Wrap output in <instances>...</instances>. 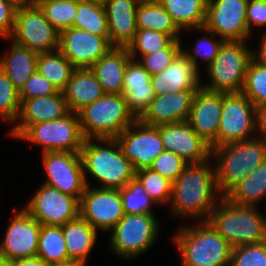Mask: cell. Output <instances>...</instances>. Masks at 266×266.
<instances>
[{
    "label": "cell",
    "mask_w": 266,
    "mask_h": 266,
    "mask_svg": "<svg viewBox=\"0 0 266 266\" xmlns=\"http://www.w3.org/2000/svg\"><path fill=\"white\" fill-rule=\"evenodd\" d=\"M212 157L201 163L187 164L173 181L169 204L171 215L207 221L221 195L217 189ZM212 164V165H211Z\"/></svg>",
    "instance_id": "cell-1"
},
{
    "label": "cell",
    "mask_w": 266,
    "mask_h": 266,
    "mask_svg": "<svg viewBox=\"0 0 266 266\" xmlns=\"http://www.w3.org/2000/svg\"><path fill=\"white\" fill-rule=\"evenodd\" d=\"M87 186L89 177L101 183L98 188L121 189L135 178L132 163L123 155L115 138L85 139L80 151Z\"/></svg>",
    "instance_id": "cell-2"
},
{
    "label": "cell",
    "mask_w": 266,
    "mask_h": 266,
    "mask_svg": "<svg viewBox=\"0 0 266 266\" xmlns=\"http://www.w3.org/2000/svg\"><path fill=\"white\" fill-rule=\"evenodd\" d=\"M172 236L180 266H230L232 247L208 221L188 223Z\"/></svg>",
    "instance_id": "cell-3"
},
{
    "label": "cell",
    "mask_w": 266,
    "mask_h": 266,
    "mask_svg": "<svg viewBox=\"0 0 266 266\" xmlns=\"http://www.w3.org/2000/svg\"><path fill=\"white\" fill-rule=\"evenodd\" d=\"M207 221L232 248L266 241V217L257 206L239 205L221 197Z\"/></svg>",
    "instance_id": "cell-4"
},
{
    "label": "cell",
    "mask_w": 266,
    "mask_h": 266,
    "mask_svg": "<svg viewBox=\"0 0 266 266\" xmlns=\"http://www.w3.org/2000/svg\"><path fill=\"white\" fill-rule=\"evenodd\" d=\"M219 194L225 197L266 160V142L255 137L211 148Z\"/></svg>",
    "instance_id": "cell-5"
},
{
    "label": "cell",
    "mask_w": 266,
    "mask_h": 266,
    "mask_svg": "<svg viewBox=\"0 0 266 266\" xmlns=\"http://www.w3.org/2000/svg\"><path fill=\"white\" fill-rule=\"evenodd\" d=\"M77 115L85 139L116 138L137 120L123 94H104Z\"/></svg>",
    "instance_id": "cell-6"
},
{
    "label": "cell",
    "mask_w": 266,
    "mask_h": 266,
    "mask_svg": "<svg viewBox=\"0 0 266 266\" xmlns=\"http://www.w3.org/2000/svg\"><path fill=\"white\" fill-rule=\"evenodd\" d=\"M251 59L252 49L246 41H224L216 58L203 67L209 82H201V87L212 92H241Z\"/></svg>",
    "instance_id": "cell-7"
},
{
    "label": "cell",
    "mask_w": 266,
    "mask_h": 266,
    "mask_svg": "<svg viewBox=\"0 0 266 266\" xmlns=\"http://www.w3.org/2000/svg\"><path fill=\"white\" fill-rule=\"evenodd\" d=\"M154 214H125L110 231V248L119 258L133 259L148 252L158 240Z\"/></svg>",
    "instance_id": "cell-8"
},
{
    "label": "cell",
    "mask_w": 266,
    "mask_h": 266,
    "mask_svg": "<svg viewBox=\"0 0 266 266\" xmlns=\"http://www.w3.org/2000/svg\"><path fill=\"white\" fill-rule=\"evenodd\" d=\"M17 139L39 145L44 152L80 153L85 138L77 113L69 112L63 118L35 123Z\"/></svg>",
    "instance_id": "cell-9"
},
{
    "label": "cell",
    "mask_w": 266,
    "mask_h": 266,
    "mask_svg": "<svg viewBox=\"0 0 266 266\" xmlns=\"http://www.w3.org/2000/svg\"><path fill=\"white\" fill-rule=\"evenodd\" d=\"M59 38L37 4L18 5L10 40L39 54L58 50Z\"/></svg>",
    "instance_id": "cell-10"
},
{
    "label": "cell",
    "mask_w": 266,
    "mask_h": 266,
    "mask_svg": "<svg viewBox=\"0 0 266 266\" xmlns=\"http://www.w3.org/2000/svg\"><path fill=\"white\" fill-rule=\"evenodd\" d=\"M256 107L242 93H223L217 146L255 138Z\"/></svg>",
    "instance_id": "cell-11"
},
{
    "label": "cell",
    "mask_w": 266,
    "mask_h": 266,
    "mask_svg": "<svg viewBox=\"0 0 266 266\" xmlns=\"http://www.w3.org/2000/svg\"><path fill=\"white\" fill-rule=\"evenodd\" d=\"M41 156L47 178L42 183L80 201L87 187L80 153L55 151Z\"/></svg>",
    "instance_id": "cell-12"
},
{
    "label": "cell",
    "mask_w": 266,
    "mask_h": 266,
    "mask_svg": "<svg viewBox=\"0 0 266 266\" xmlns=\"http://www.w3.org/2000/svg\"><path fill=\"white\" fill-rule=\"evenodd\" d=\"M80 201L41 184L23 208L41 225L63 226L79 217Z\"/></svg>",
    "instance_id": "cell-13"
},
{
    "label": "cell",
    "mask_w": 266,
    "mask_h": 266,
    "mask_svg": "<svg viewBox=\"0 0 266 266\" xmlns=\"http://www.w3.org/2000/svg\"><path fill=\"white\" fill-rule=\"evenodd\" d=\"M248 0H207L204 28L224 41H247L252 37L246 22Z\"/></svg>",
    "instance_id": "cell-14"
},
{
    "label": "cell",
    "mask_w": 266,
    "mask_h": 266,
    "mask_svg": "<svg viewBox=\"0 0 266 266\" xmlns=\"http://www.w3.org/2000/svg\"><path fill=\"white\" fill-rule=\"evenodd\" d=\"M123 155L135 171L149 168L165 149L158 126H150L137 119L116 138Z\"/></svg>",
    "instance_id": "cell-15"
},
{
    "label": "cell",
    "mask_w": 266,
    "mask_h": 266,
    "mask_svg": "<svg viewBox=\"0 0 266 266\" xmlns=\"http://www.w3.org/2000/svg\"><path fill=\"white\" fill-rule=\"evenodd\" d=\"M124 215L119 190L86 187L80 199L79 216L96 231L110 232Z\"/></svg>",
    "instance_id": "cell-16"
},
{
    "label": "cell",
    "mask_w": 266,
    "mask_h": 266,
    "mask_svg": "<svg viewBox=\"0 0 266 266\" xmlns=\"http://www.w3.org/2000/svg\"><path fill=\"white\" fill-rule=\"evenodd\" d=\"M41 224L20 208L0 242V256L8 260L36 257Z\"/></svg>",
    "instance_id": "cell-17"
},
{
    "label": "cell",
    "mask_w": 266,
    "mask_h": 266,
    "mask_svg": "<svg viewBox=\"0 0 266 266\" xmlns=\"http://www.w3.org/2000/svg\"><path fill=\"white\" fill-rule=\"evenodd\" d=\"M113 46L109 37L91 34L75 27L60 32L59 50L76 68H91Z\"/></svg>",
    "instance_id": "cell-18"
},
{
    "label": "cell",
    "mask_w": 266,
    "mask_h": 266,
    "mask_svg": "<svg viewBox=\"0 0 266 266\" xmlns=\"http://www.w3.org/2000/svg\"><path fill=\"white\" fill-rule=\"evenodd\" d=\"M162 144L166 151L177 154L188 164L201 163L211 158V147L187 121L159 125Z\"/></svg>",
    "instance_id": "cell-19"
},
{
    "label": "cell",
    "mask_w": 266,
    "mask_h": 266,
    "mask_svg": "<svg viewBox=\"0 0 266 266\" xmlns=\"http://www.w3.org/2000/svg\"><path fill=\"white\" fill-rule=\"evenodd\" d=\"M223 93L200 87L193 99L187 122L211 148L217 147Z\"/></svg>",
    "instance_id": "cell-20"
},
{
    "label": "cell",
    "mask_w": 266,
    "mask_h": 266,
    "mask_svg": "<svg viewBox=\"0 0 266 266\" xmlns=\"http://www.w3.org/2000/svg\"><path fill=\"white\" fill-rule=\"evenodd\" d=\"M69 109L62 91L49 96L21 100L20 112L8 135L18 138L29 126L63 118ZM18 122V123H17Z\"/></svg>",
    "instance_id": "cell-21"
},
{
    "label": "cell",
    "mask_w": 266,
    "mask_h": 266,
    "mask_svg": "<svg viewBox=\"0 0 266 266\" xmlns=\"http://www.w3.org/2000/svg\"><path fill=\"white\" fill-rule=\"evenodd\" d=\"M196 92L179 91L155 96L138 119L150 126L187 121Z\"/></svg>",
    "instance_id": "cell-22"
},
{
    "label": "cell",
    "mask_w": 266,
    "mask_h": 266,
    "mask_svg": "<svg viewBox=\"0 0 266 266\" xmlns=\"http://www.w3.org/2000/svg\"><path fill=\"white\" fill-rule=\"evenodd\" d=\"M200 71L180 52L162 72L151 76L154 95L170 92L197 91L201 87Z\"/></svg>",
    "instance_id": "cell-23"
},
{
    "label": "cell",
    "mask_w": 266,
    "mask_h": 266,
    "mask_svg": "<svg viewBox=\"0 0 266 266\" xmlns=\"http://www.w3.org/2000/svg\"><path fill=\"white\" fill-rule=\"evenodd\" d=\"M141 0H103L107 13L109 41L113 47L127 48L138 30L136 7Z\"/></svg>",
    "instance_id": "cell-24"
},
{
    "label": "cell",
    "mask_w": 266,
    "mask_h": 266,
    "mask_svg": "<svg viewBox=\"0 0 266 266\" xmlns=\"http://www.w3.org/2000/svg\"><path fill=\"white\" fill-rule=\"evenodd\" d=\"M132 59L128 48L113 47L90 68L105 94H122L124 73Z\"/></svg>",
    "instance_id": "cell-25"
},
{
    "label": "cell",
    "mask_w": 266,
    "mask_h": 266,
    "mask_svg": "<svg viewBox=\"0 0 266 266\" xmlns=\"http://www.w3.org/2000/svg\"><path fill=\"white\" fill-rule=\"evenodd\" d=\"M62 92L69 111L74 113L105 94L95 73L90 68L75 69Z\"/></svg>",
    "instance_id": "cell-26"
},
{
    "label": "cell",
    "mask_w": 266,
    "mask_h": 266,
    "mask_svg": "<svg viewBox=\"0 0 266 266\" xmlns=\"http://www.w3.org/2000/svg\"><path fill=\"white\" fill-rule=\"evenodd\" d=\"M8 40L11 43L10 49L0 56V68L20 91L29 77L37 71L38 54Z\"/></svg>",
    "instance_id": "cell-27"
},
{
    "label": "cell",
    "mask_w": 266,
    "mask_h": 266,
    "mask_svg": "<svg viewBox=\"0 0 266 266\" xmlns=\"http://www.w3.org/2000/svg\"><path fill=\"white\" fill-rule=\"evenodd\" d=\"M62 229L69 259L87 266L89 254L97 242L98 231L80 216L67 222Z\"/></svg>",
    "instance_id": "cell-28"
},
{
    "label": "cell",
    "mask_w": 266,
    "mask_h": 266,
    "mask_svg": "<svg viewBox=\"0 0 266 266\" xmlns=\"http://www.w3.org/2000/svg\"><path fill=\"white\" fill-rule=\"evenodd\" d=\"M136 24L138 29H152L182 39V31L158 0L140 1L136 7Z\"/></svg>",
    "instance_id": "cell-29"
},
{
    "label": "cell",
    "mask_w": 266,
    "mask_h": 266,
    "mask_svg": "<svg viewBox=\"0 0 266 266\" xmlns=\"http://www.w3.org/2000/svg\"><path fill=\"white\" fill-rule=\"evenodd\" d=\"M181 31L204 27L207 0H158Z\"/></svg>",
    "instance_id": "cell-30"
},
{
    "label": "cell",
    "mask_w": 266,
    "mask_h": 266,
    "mask_svg": "<svg viewBox=\"0 0 266 266\" xmlns=\"http://www.w3.org/2000/svg\"><path fill=\"white\" fill-rule=\"evenodd\" d=\"M232 203L259 206L266 199V160L241 180L226 196Z\"/></svg>",
    "instance_id": "cell-31"
},
{
    "label": "cell",
    "mask_w": 266,
    "mask_h": 266,
    "mask_svg": "<svg viewBox=\"0 0 266 266\" xmlns=\"http://www.w3.org/2000/svg\"><path fill=\"white\" fill-rule=\"evenodd\" d=\"M73 27L102 37H109L107 13L103 0L78 2Z\"/></svg>",
    "instance_id": "cell-32"
},
{
    "label": "cell",
    "mask_w": 266,
    "mask_h": 266,
    "mask_svg": "<svg viewBox=\"0 0 266 266\" xmlns=\"http://www.w3.org/2000/svg\"><path fill=\"white\" fill-rule=\"evenodd\" d=\"M75 69L59 49L38 54L37 71L59 91L66 88Z\"/></svg>",
    "instance_id": "cell-33"
},
{
    "label": "cell",
    "mask_w": 266,
    "mask_h": 266,
    "mask_svg": "<svg viewBox=\"0 0 266 266\" xmlns=\"http://www.w3.org/2000/svg\"><path fill=\"white\" fill-rule=\"evenodd\" d=\"M37 257L45 263L69 261L62 226L41 225Z\"/></svg>",
    "instance_id": "cell-34"
},
{
    "label": "cell",
    "mask_w": 266,
    "mask_h": 266,
    "mask_svg": "<svg viewBox=\"0 0 266 266\" xmlns=\"http://www.w3.org/2000/svg\"><path fill=\"white\" fill-rule=\"evenodd\" d=\"M36 4L43 11L45 18L58 32L73 27V19L77 15L78 2L38 0Z\"/></svg>",
    "instance_id": "cell-35"
},
{
    "label": "cell",
    "mask_w": 266,
    "mask_h": 266,
    "mask_svg": "<svg viewBox=\"0 0 266 266\" xmlns=\"http://www.w3.org/2000/svg\"><path fill=\"white\" fill-rule=\"evenodd\" d=\"M135 178L140 182L146 194L156 203V206L166 203L169 206L173 182L150 168L135 171Z\"/></svg>",
    "instance_id": "cell-36"
},
{
    "label": "cell",
    "mask_w": 266,
    "mask_h": 266,
    "mask_svg": "<svg viewBox=\"0 0 266 266\" xmlns=\"http://www.w3.org/2000/svg\"><path fill=\"white\" fill-rule=\"evenodd\" d=\"M188 30H196L199 33H207L210 36H202L197 40L195 46L193 48H186L183 46L181 52L191 61V63L200 71L199 69V58L200 62L204 61L206 63V67L216 58L218 51L223 44L224 40L211 31L206 30L204 27L196 28V29H188ZM217 38V39H216ZM184 47V48H183Z\"/></svg>",
    "instance_id": "cell-37"
},
{
    "label": "cell",
    "mask_w": 266,
    "mask_h": 266,
    "mask_svg": "<svg viewBox=\"0 0 266 266\" xmlns=\"http://www.w3.org/2000/svg\"><path fill=\"white\" fill-rule=\"evenodd\" d=\"M173 40L169 34L152 29H138L134 40L127 48L132 59L138 61L143 55L166 48Z\"/></svg>",
    "instance_id": "cell-38"
},
{
    "label": "cell",
    "mask_w": 266,
    "mask_h": 266,
    "mask_svg": "<svg viewBox=\"0 0 266 266\" xmlns=\"http://www.w3.org/2000/svg\"><path fill=\"white\" fill-rule=\"evenodd\" d=\"M124 214H153L156 203L146 194L140 182L134 178L119 189Z\"/></svg>",
    "instance_id": "cell-39"
},
{
    "label": "cell",
    "mask_w": 266,
    "mask_h": 266,
    "mask_svg": "<svg viewBox=\"0 0 266 266\" xmlns=\"http://www.w3.org/2000/svg\"><path fill=\"white\" fill-rule=\"evenodd\" d=\"M254 105L266 104V67L251 59L241 91Z\"/></svg>",
    "instance_id": "cell-40"
},
{
    "label": "cell",
    "mask_w": 266,
    "mask_h": 266,
    "mask_svg": "<svg viewBox=\"0 0 266 266\" xmlns=\"http://www.w3.org/2000/svg\"><path fill=\"white\" fill-rule=\"evenodd\" d=\"M20 106L19 90L0 68V119L6 123H15L20 112Z\"/></svg>",
    "instance_id": "cell-41"
},
{
    "label": "cell",
    "mask_w": 266,
    "mask_h": 266,
    "mask_svg": "<svg viewBox=\"0 0 266 266\" xmlns=\"http://www.w3.org/2000/svg\"><path fill=\"white\" fill-rule=\"evenodd\" d=\"M182 39H174L166 48L154 53L143 55L138 62L149 72L155 75L166 69L181 52Z\"/></svg>",
    "instance_id": "cell-42"
},
{
    "label": "cell",
    "mask_w": 266,
    "mask_h": 266,
    "mask_svg": "<svg viewBox=\"0 0 266 266\" xmlns=\"http://www.w3.org/2000/svg\"><path fill=\"white\" fill-rule=\"evenodd\" d=\"M230 266H266V241L232 248Z\"/></svg>",
    "instance_id": "cell-43"
},
{
    "label": "cell",
    "mask_w": 266,
    "mask_h": 266,
    "mask_svg": "<svg viewBox=\"0 0 266 266\" xmlns=\"http://www.w3.org/2000/svg\"><path fill=\"white\" fill-rule=\"evenodd\" d=\"M187 164L188 163L177 154L164 150L154 159L149 168L173 182Z\"/></svg>",
    "instance_id": "cell-44"
},
{
    "label": "cell",
    "mask_w": 266,
    "mask_h": 266,
    "mask_svg": "<svg viewBox=\"0 0 266 266\" xmlns=\"http://www.w3.org/2000/svg\"><path fill=\"white\" fill-rule=\"evenodd\" d=\"M128 109L138 119L154 99L152 85L131 87L124 95Z\"/></svg>",
    "instance_id": "cell-45"
},
{
    "label": "cell",
    "mask_w": 266,
    "mask_h": 266,
    "mask_svg": "<svg viewBox=\"0 0 266 266\" xmlns=\"http://www.w3.org/2000/svg\"><path fill=\"white\" fill-rule=\"evenodd\" d=\"M60 91L49 80L38 71L32 74L19 91L20 100L30 99L38 96H49Z\"/></svg>",
    "instance_id": "cell-46"
},
{
    "label": "cell",
    "mask_w": 266,
    "mask_h": 266,
    "mask_svg": "<svg viewBox=\"0 0 266 266\" xmlns=\"http://www.w3.org/2000/svg\"><path fill=\"white\" fill-rule=\"evenodd\" d=\"M146 85H152L151 75L137 60L131 59L125 69L122 94L124 95L131 87Z\"/></svg>",
    "instance_id": "cell-47"
},
{
    "label": "cell",
    "mask_w": 266,
    "mask_h": 266,
    "mask_svg": "<svg viewBox=\"0 0 266 266\" xmlns=\"http://www.w3.org/2000/svg\"><path fill=\"white\" fill-rule=\"evenodd\" d=\"M17 7L18 4L14 0H0V38H10Z\"/></svg>",
    "instance_id": "cell-48"
},
{
    "label": "cell",
    "mask_w": 266,
    "mask_h": 266,
    "mask_svg": "<svg viewBox=\"0 0 266 266\" xmlns=\"http://www.w3.org/2000/svg\"><path fill=\"white\" fill-rule=\"evenodd\" d=\"M246 22L251 35L253 34V27H266V2L259 0H248Z\"/></svg>",
    "instance_id": "cell-49"
},
{
    "label": "cell",
    "mask_w": 266,
    "mask_h": 266,
    "mask_svg": "<svg viewBox=\"0 0 266 266\" xmlns=\"http://www.w3.org/2000/svg\"><path fill=\"white\" fill-rule=\"evenodd\" d=\"M256 133V137L266 142V104L256 108Z\"/></svg>",
    "instance_id": "cell-50"
},
{
    "label": "cell",
    "mask_w": 266,
    "mask_h": 266,
    "mask_svg": "<svg viewBox=\"0 0 266 266\" xmlns=\"http://www.w3.org/2000/svg\"><path fill=\"white\" fill-rule=\"evenodd\" d=\"M261 36L258 50L252 49V59L256 63L266 67V32Z\"/></svg>",
    "instance_id": "cell-51"
},
{
    "label": "cell",
    "mask_w": 266,
    "mask_h": 266,
    "mask_svg": "<svg viewBox=\"0 0 266 266\" xmlns=\"http://www.w3.org/2000/svg\"><path fill=\"white\" fill-rule=\"evenodd\" d=\"M46 263L39 257L10 260V266H45Z\"/></svg>",
    "instance_id": "cell-52"
},
{
    "label": "cell",
    "mask_w": 266,
    "mask_h": 266,
    "mask_svg": "<svg viewBox=\"0 0 266 266\" xmlns=\"http://www.w3.org/2000/svg\"><path fill=\"white\" fill-rule=\"evenodd\" d=\"M45 266H85L84 264L76 261H66V262H59V263H46Z\"/></svg>",
    "instance_id": "cell-53"
},
{
    "label": "cell",
    "mask_w": 266,
    "mask_h": 266,
    "mask_svg": "<svg viewBox=\"0 0 266 266\" xmlns=\"http://www.w3.org/2000/svg\"><path fill=\"white\" fill-rule=\"evenodd\" d=\"M18 5L36 4L38 0H14Z\"/></svg>",
    "instance_id": "cell-54"
},
{
    "label": "cell",
    "mask_w": 266,
    "mask_h": 266,
    "mask_svg": "<svg viewBox=\"0 0 266 266\" xmlns=\"http://www.w3.org/2000/svg\"><path fill=\"white\" fill-rule=\"evenodd\" d=\"M0 266H10V260L6 257L0 256Z\"/></svg>",
    "instance_id": "cell-55"
},
{
    "label": "cell",
    "mask_w": 266,
    "mask_h": 266,
    "mask_svg": "<svg viewBox=\"0 0 266 266\" xmlns=\"http://www.w3.org/2000/svg\"><path fill=\"white\" fill-rule=\"evenodd\" d=\"M58 1H76V2H79V1H83V0H58Z\"/></svg>",
    "instance_id": "cell-56"
}]
</instances>
